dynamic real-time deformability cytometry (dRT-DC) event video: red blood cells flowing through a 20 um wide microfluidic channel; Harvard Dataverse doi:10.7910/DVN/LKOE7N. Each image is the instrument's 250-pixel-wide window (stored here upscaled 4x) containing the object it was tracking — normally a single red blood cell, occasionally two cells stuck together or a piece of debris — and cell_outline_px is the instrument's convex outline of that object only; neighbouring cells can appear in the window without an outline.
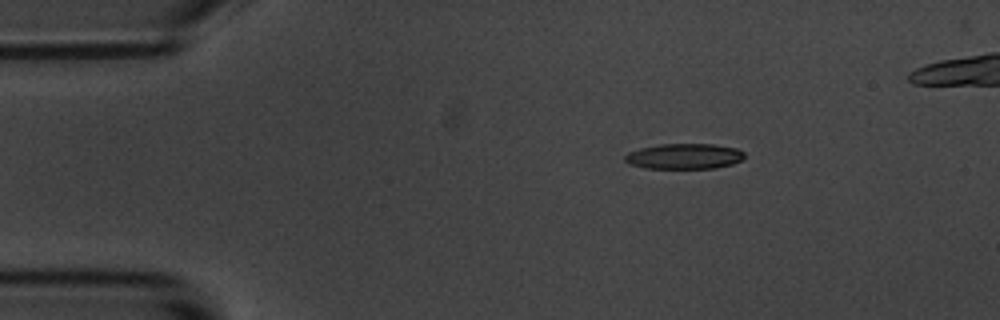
{"species": "common noctule bat (a hibernating species)", "species_latin": "Nyctalus noctula", "temperature_condition": "room temperature", "stored_images_in_passage": 4, "camera_frame_rate_fps": 3000, "um_per_image_px": 0.085, "animal": {"sex": "male", "body_mass_g": 20.1, "forearm_length_mm": 53.5}, "frame": {"image": 1, "passage_image": 1, "time_ms": 0.0, "image_size_px": [1000, 320], "cell_outline_px": [[744, 156], [740, 160], [732, 164], [716, 168], [644, 168], [628, 164], [624, 160], [624, 156], [628, 152], [640, 148], [660, 144], [712, 144], [736, 148], [744, 152]], "centroid_in_image_um": [58.12, 13.28], "position_along_channel_um": 26.9, "area_um2": 17.74}}